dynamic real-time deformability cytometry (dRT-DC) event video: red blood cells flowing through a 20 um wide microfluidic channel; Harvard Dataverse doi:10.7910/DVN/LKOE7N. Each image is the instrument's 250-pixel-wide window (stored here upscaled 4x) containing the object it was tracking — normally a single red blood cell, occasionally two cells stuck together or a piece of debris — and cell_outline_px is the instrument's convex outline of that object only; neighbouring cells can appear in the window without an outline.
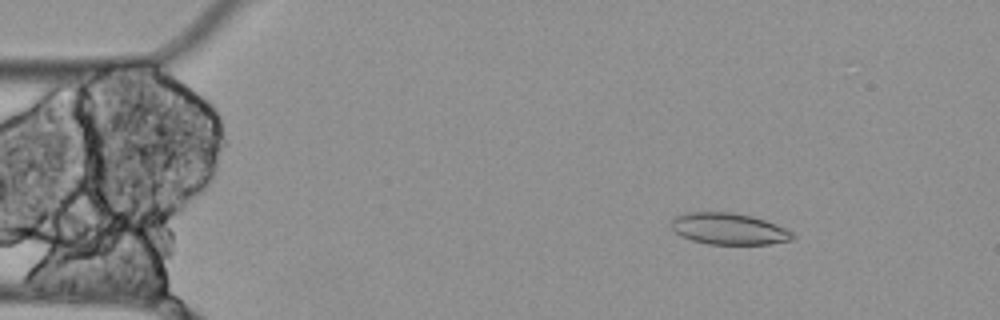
{"species": "Egyptian fruit bat (a non-hibernating species)", "species_latin": "Rousettus aegyptiacus", "temperature_condition": "cold", "stored_images_in_passage": 6, "camera_frame_rate_fps": 3000, "um_per_image_px": 0.085, "animal": {"sex": "female"}, "frame": {"image": 1, "passage_image": 2, "time_ms": 0.333, "image_size_px": [1000, 320], "cell_outline_px": [[796, 236], [792, 240], [768, 244], [708, 244], [692, 240], [680, 236], [672, 228], [672, 220], [676, 216], [688, 212], [732, 212], [752, 216], [776, 224], [792, 232]], "centroid_in_image_um": [61.96, 19.45], "position_along_channel_um": 23.0, "area_um2": 22.2}}
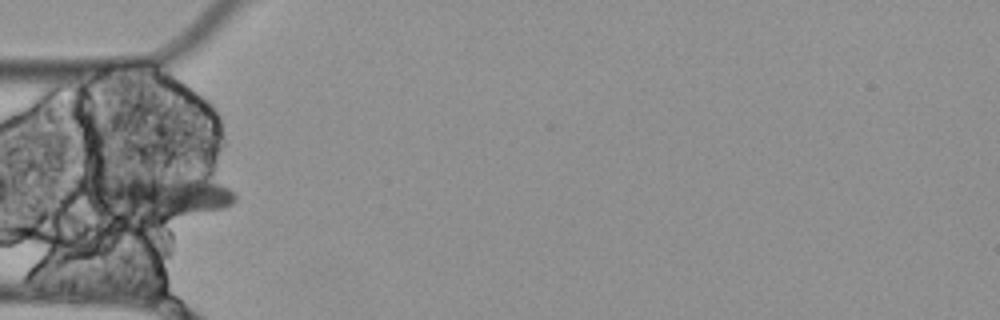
{"frame": {"image": 2, "passage_image": 5, "time_ms": 1.333, "image_size_px": [1000, 320], "cell_outline_px": [[236, 200], [232, 204], [224, 208], [172, 216], [152, 216], [96, 208], [88, 200], [92, 180], [156, 176], [172, 176], [200, 180], [220, 184], [228, 188], [236, 196]], "centroid_in_image_um": [13.54, 16.63], "position_along_channel_um": 71.5, "area_um2": 33.87}}